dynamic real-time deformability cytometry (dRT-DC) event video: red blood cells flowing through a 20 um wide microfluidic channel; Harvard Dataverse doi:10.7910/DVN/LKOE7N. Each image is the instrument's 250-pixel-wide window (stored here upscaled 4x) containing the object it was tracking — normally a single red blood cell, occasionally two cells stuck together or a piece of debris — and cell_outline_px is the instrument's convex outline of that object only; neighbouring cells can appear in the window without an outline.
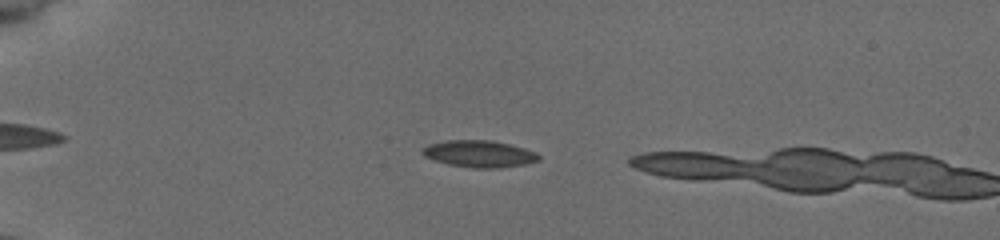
{"species": "common noctule bat (a hibernating species)", "species_latin": "Nyctalus noctula", "temperature_condition": "cold", "stored_images_in_passage": 17, "camera_frame_rate_fps": 3000, "um_per_image_px": 0.085, "animal": {"sex": "female", "body_mass_g": 19.5, "forearm_length_mm": 54.1}, "frame": {"image": 1, "passage_image": 9, "time_ms": 2.667, "image_size_px": [1000, 240], "cell_outline_px": [[540, 160], [524, 164], [496, 168], [472, 168], [448, 164], [424, 156], [420, 152], [420, 148], [428, 144], [448, 140], [492, 140], [524, 148], [536, 152], [540, 156]], "centroid_in_image_um": [40.7, 13.07], "position_along_channel_um": 44.3, "area_um2": 18.21}}
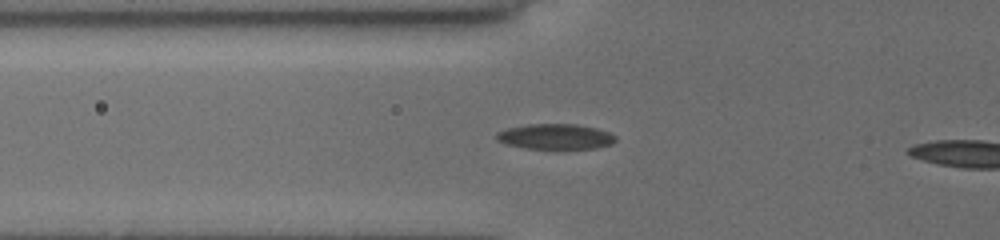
{"frame": {"image": 2, "passage_image": 15, "time_ms": 4.667, "image_size_px": [1000, 240], "cell_outline_px": [[616, 140], [612, 144], [596, 148], [560, 152], [556, 152], [524, 148], [504, 144], [496, 140], [496, 132], [508, 128], [528, 124], [576, 124], [596, 128], [608, 132], [616, 136]], "centroid_in_image_um": [47.21, 11.67], "position_along_channel_um": 78.6, "area_um2": 18.67}}